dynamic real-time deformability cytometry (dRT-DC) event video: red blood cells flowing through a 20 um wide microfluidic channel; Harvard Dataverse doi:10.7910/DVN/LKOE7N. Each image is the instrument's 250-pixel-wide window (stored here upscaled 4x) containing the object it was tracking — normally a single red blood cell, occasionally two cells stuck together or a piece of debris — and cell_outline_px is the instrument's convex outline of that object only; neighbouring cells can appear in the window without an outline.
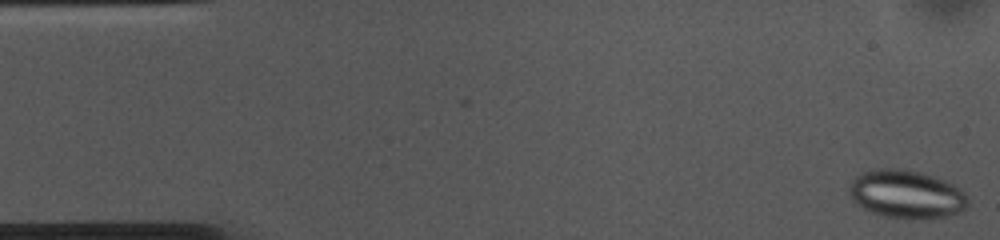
{"species": "common noctule bat (a hibernating species)", "species_latin": "Nyctalus noctula", "temperature_condition": "cold", "stored_images_in_passage": 2, "camera_frame_rate_fps": 3000, "um_per_image_px": 0.085, "animal": {"sex": "female", "body_mass_g": 10.0, "forearm_length_mm": 53.1}, "frame": {"image": 1, "passage_image": 2, "time_ms": 0.333, "image_size_px": [1000, 240], "cell_outline_px": [[968, 204], [964, 208], [956, 212], [944, 216], [920, 220], [884, 216], [872, 212], [856, 204], [852, 200], [848, 188], [852, 180], [860, 172], [872, 168], [904, 168], [920, 172], [944, 180], [960, 188], [968, 196]], "centroid_in_image_um": [77.01, 16.49], "position_along_channel_um": 8.0, "area_um2": 33.58}}